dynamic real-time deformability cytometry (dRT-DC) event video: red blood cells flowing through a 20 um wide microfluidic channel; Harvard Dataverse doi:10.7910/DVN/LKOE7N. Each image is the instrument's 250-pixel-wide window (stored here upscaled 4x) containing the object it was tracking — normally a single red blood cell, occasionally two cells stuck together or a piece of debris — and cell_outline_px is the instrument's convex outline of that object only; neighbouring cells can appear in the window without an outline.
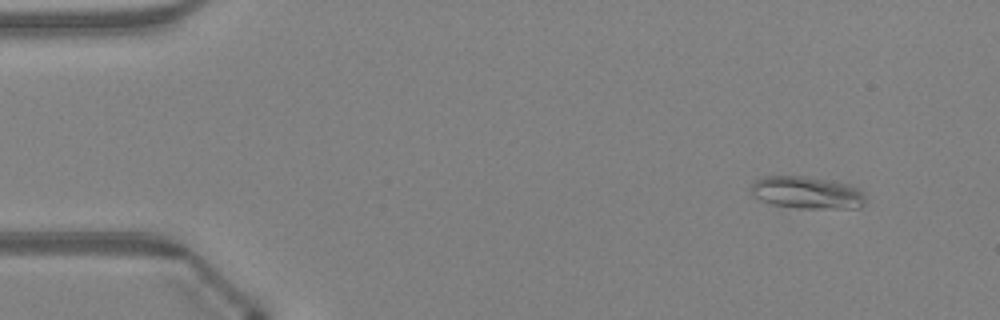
{"species": "Egyptian fruit bat (a non-hibernating species)", "species_latin": "Rousettus aegyptiacus", "temperature_condition": "warm", "stored_images_in_passage": 47, "camera_frame_rate_fps": 3000, "um_per_image_px": 0.085, "animal": {"sex": "female"}, "frame": {"image": 1, "passage_image": 4, "time_ms": 1.0, "image_size_px": [1000, 320], "cell_outline_px": [[868, 200], [860, 208], [796, 208], [772, 204], [760, 200], [752, 196], [752, 184], [756, 180], [764, 176], [804, 176], [832, 180], [848, 184], [860, 188], [864, 192]], "centroid_in_image_um": [68.65, 16.37], "position_along_channel_um": 16.3, "area_um2": 21.91}}
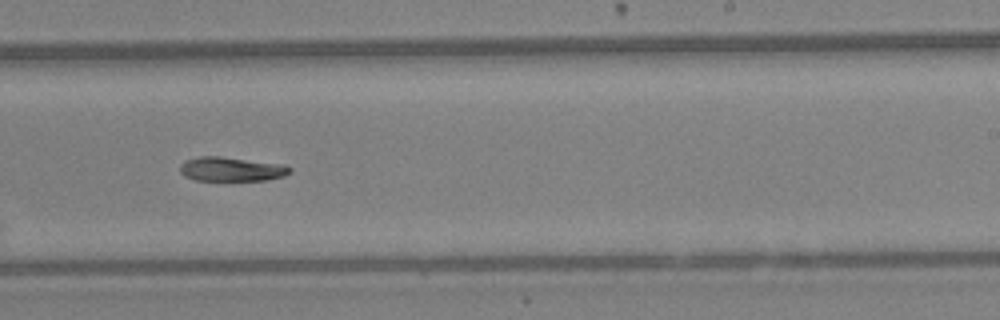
{"frame": {"image": 2, "passage_image": 29, "time_ms": 9.333, "image_size_px": [1000, 320], "cell_outline_px": [[292, 172], [284, 176], [264, 180], [196, 180], [184, 176], [180, 172], [180, 164], [184, 160], [200, 156], [220, 156], [284, 164], [292, 168]], "centroid_in_image_um": [19.67, 14.37], "position_along_channel_um": 269.3, "area_um2": 15.61}}
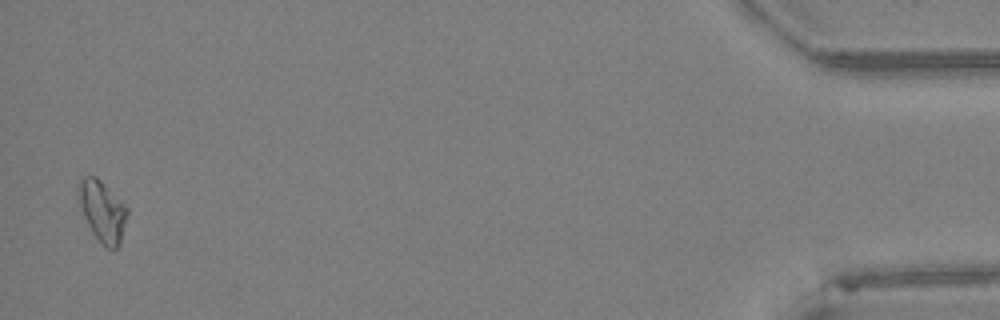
{"frame": {"image": 3, "passage_image": 46, "time_ms": 15.0, "image_size_px": [1000, 320], "cell_outline_px": [[128, 216], [120, 244], [112, 252], [104, 248], [92, 232], [84, 216], [80, 204], [76, 188], [76, 184], [84, 176], [96, 176], [128, 208]], "centroid_in_image_um": [8.71, 17.98], "position_along_channel_um": 426.5, "area_um2": 17.51}, "authors_computed_cell_mechanics": {"area_um2": 16.5886, "velocity_mm_per_s": 4.3339, "shape_relaxation_time_tau1_ms": 4.9172, "shape_relaxation_time_tau2_ms": null, "deformation_change_tau1": 0.1468, "deformation_change_tau2": null}}